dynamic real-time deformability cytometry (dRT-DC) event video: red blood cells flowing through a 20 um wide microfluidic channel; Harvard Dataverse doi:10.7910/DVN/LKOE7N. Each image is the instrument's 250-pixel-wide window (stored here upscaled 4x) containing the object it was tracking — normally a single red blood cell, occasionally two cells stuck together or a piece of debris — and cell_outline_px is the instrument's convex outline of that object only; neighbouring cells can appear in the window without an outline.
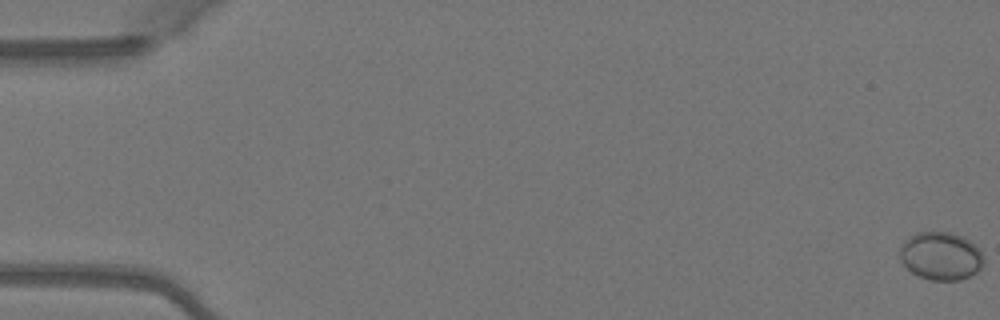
{"species": "Egyptian fruit bat (a non-hibernating species)", "species_latin": "Rousettus aegyptiacus", "temperature_condition": "warm", "stored_images_in_passage": 8, "camera_frame_rate_fps": 3000, "um_per_image_px": 0.085, "animal": {"sex": "female"}, "frame": {"image": 1, "passage_image": 1, "time_ms": 0.0, "image_size_px": [1000, 320], "cell_outline_px": [[984, 264], [976, 272], [960, 280], [928, 280], [916, 276], [900, 260], [900, 248], [912, 236], [920, 232], [948, 232], [964, 236], [976, 244], [984, 256]], "centroid_in_image_um": [80.02, 21.77], "position_along_channel_um": 5.0, "area_um2": 23.47}}